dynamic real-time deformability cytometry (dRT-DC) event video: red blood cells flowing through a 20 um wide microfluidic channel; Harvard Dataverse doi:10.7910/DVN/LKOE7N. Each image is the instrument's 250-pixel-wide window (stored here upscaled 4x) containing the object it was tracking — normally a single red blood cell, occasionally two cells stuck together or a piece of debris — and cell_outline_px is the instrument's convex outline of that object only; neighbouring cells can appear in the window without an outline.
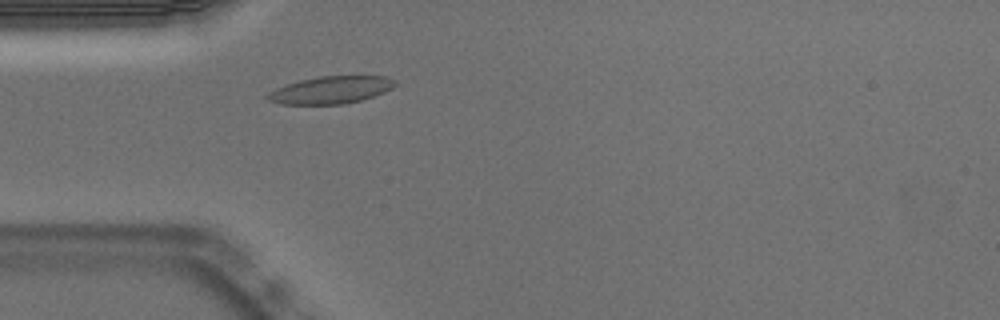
{"species": "Egyptian fruit bat (a non-hibernating species)", "species_latin": "Rousettus aegyptiacus", "temperature_condition": "warm", "stored_images_in_passage": 46, "camera_frame_rate_fps": 3000, "um_per_image_px": 0.085, "animal": {"sex": "male"}, "frame": {"image": 1, "passage_image": 8, "time_ms": 2.333, "image_size_px": [1000, 320], "cell_outline_px": [[396, 84], [392, 88], [384, 92], [360, 100], [344, 104], [280, 104], [268, 100], [264, 96], [276, 88], [300, 80], [320, 76], [388, 76], [396, 80]], "centroid_in_image_um": [28.13, 7.64], "position_along_channel_um": 56.9, "area_um2": 20.23}}
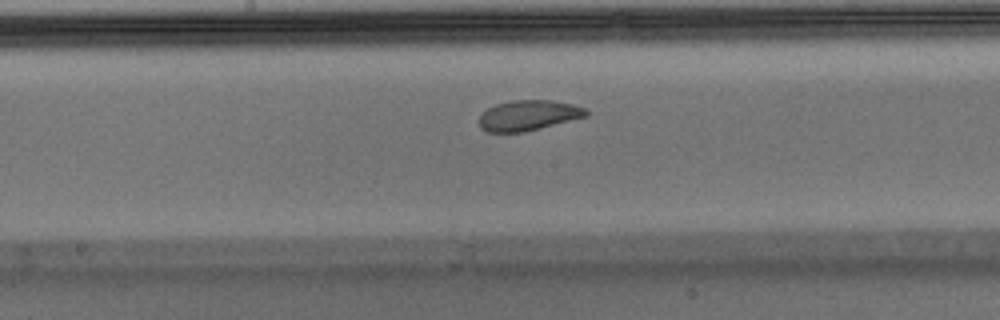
{"frame": {"image": 2, "passage_image": 20, "time_ms": 6.333, "image_size_px": [1000, 320], "cell_outline_px": [[588, 116], [524, 132], [488, 132], [480, 128], [480, 116], [488, 108], [496, 104], [512, 100], [548, 100], [572, 104], [584, 108], [588, 112]], "centroid_in_image_um": [44.91, 9.81], "position_along_channel_um": 203.3, "area_um2": 18.73}}
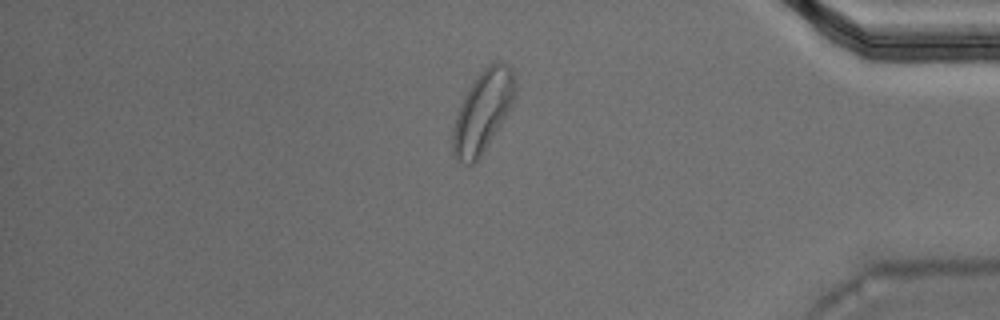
{"frame": {"image": 3, "passage_image": 38, "time_ms": 12.333, "image_size_px": [1000, 320], "cell_outline_px": [[516, 92], [512, 104], [508, 112], [480, 156], [472, 164], [468, 164], [456, 160], [452, 152], [452, 128], [460, 104], [472, 84], [480, 72], [488, 64], [496, 60], [500, 60], [508, 64], [512, 68], [516, 80]], "centroid_in_image_um": [41.04, 9.43], "position_along_channel_um": 394.2, "area_um2": 29.36}, "authors_computed_cell_mechanics": {"area_um2": 20.0277, "velocity_mm_per_s": 3.7083, "shape_relaxation_time_tau1_ms": 4.9897, "shape_relaxation_time_tau2_ms": 1.8089, "deformation_change_tau1": 0.1337, "deformation_change_tau2": 0.0702}}